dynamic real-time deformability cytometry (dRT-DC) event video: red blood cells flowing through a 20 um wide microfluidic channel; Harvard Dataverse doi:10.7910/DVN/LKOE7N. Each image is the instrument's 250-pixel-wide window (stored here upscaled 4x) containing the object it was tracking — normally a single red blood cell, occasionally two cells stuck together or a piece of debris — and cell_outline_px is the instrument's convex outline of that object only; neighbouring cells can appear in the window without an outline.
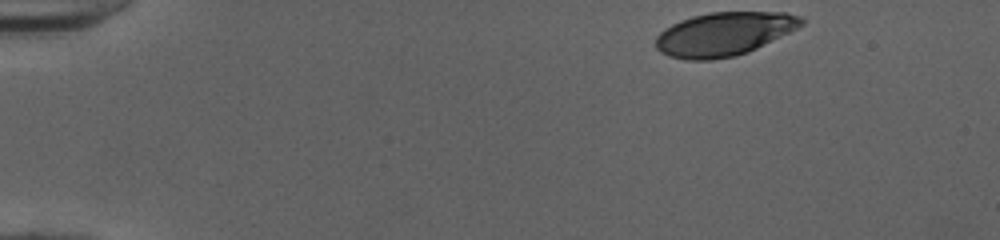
{"species": "human", "species_latin": "Homo sapiens", "temperature_condition": "cold", "stored_images_in_passage": 46, "camera_frame_rate_fps": 3000, "um_per_image_px": 0.085, "donor": {"sex": "female"}, "frame": {"image": 1, "passage_image": 1, "time_ms": 0.0, "image_size_px": [1000, 240], "cell_outline_px": [[804, 24], [748, 52], [736, 56], [712, 60], [684, 60], [668, 56], [660, 52], [656, 48], [656, 36], [664, 28], [680, 20], [692, 16], [708, 12], [784, 12], [800, 16], [804, 20]], "centroid_in_image_um": [61.49, 2.89], "position_along_channel_um": 23.5, "area_um2": 36.99}}
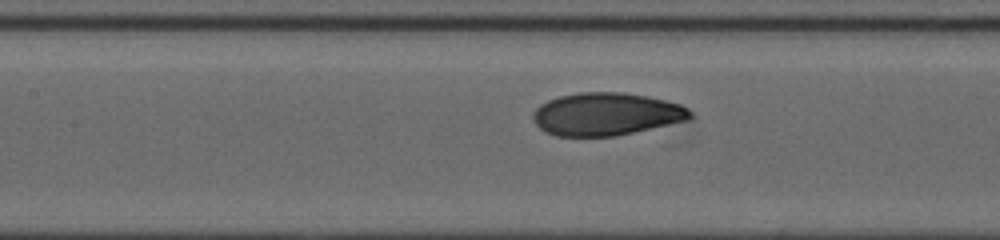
{"frame": {"image": 2, "passage_image": 19, "time_ms": 6.0, "image_size_px": [1000, 240], "cell_outline_px": [[692, 116], [688, 120], [616, 136], [556, 136], [544, 132], [536, 124], [532, 116], [532, 112], [540, 104], [548, 100], [560, 96], [580, 92], [624, 92], [648, 96], [680, 104], [688, 108], [692, 112]], "centroid_in_image_um": [51.52, 9.7], "position_along_channel_um": 155.9, "area_um2": 39.25}}
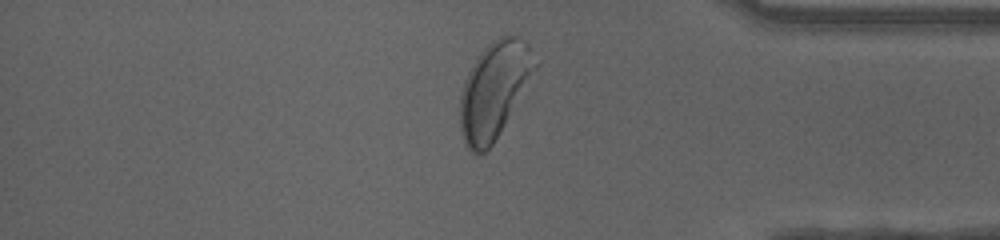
{"frame": {"image": 3, "passage_image": 38, "time_ms": 12.333, "image_size_px": [1000, 240], "cell_outline_px": [[540, 64], [492, 144], [484, 152], [476, 156], [464, 144], [460, 132], [460, 92], [464, 80], [472, 64], [480, 52], [492, 40], [500, 36], [516, 36], [528, 44]], "centroid_in_image_um": [41.99, 7.64], "position_along_channel_um": 393.2, "area_um2": 42.02}, "authors_computed_cell_mechanics": {"area_um2": 39.3618, "velocity_mm_per_s": 3.9928, "shape_relaxation_time_tau1_ms": 2.9353, "shape_relaxation_time_tau2_ms": null, "deformation_change_tau1": 0.145, "deformation_change_tau2": null}}